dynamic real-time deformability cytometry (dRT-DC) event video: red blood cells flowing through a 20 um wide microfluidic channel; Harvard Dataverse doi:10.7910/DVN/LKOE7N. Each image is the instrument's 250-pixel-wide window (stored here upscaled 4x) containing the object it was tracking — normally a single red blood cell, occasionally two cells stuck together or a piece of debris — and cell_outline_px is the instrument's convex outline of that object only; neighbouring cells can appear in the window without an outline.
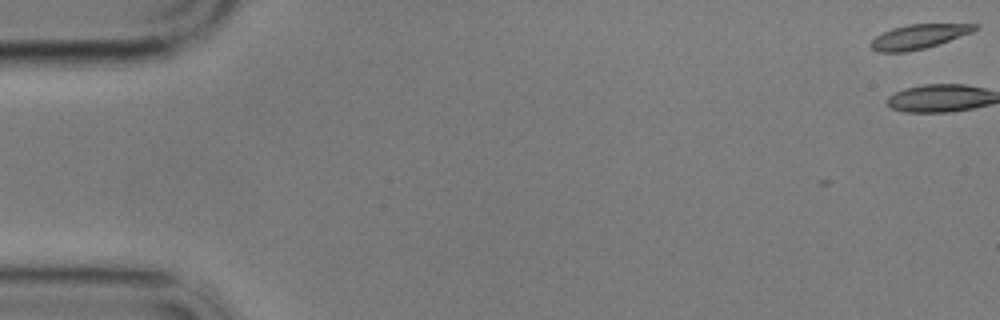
{"species": "common noctule bat (a hibernating species)", "species_latin": "Nyctalus noctula", "temperature_condition": "cold", "stored_images_in_passage": 4, "camera_frame_rate_fps": 3000, "um_per_image_px": 0.085, "animal": {"sex": "male", "body_mass_g": 17.9}, "frame": {"image": 1, "passage_image": 1, "time_ms": 0.0, "image_size_px": [1000, 320], "cell_outline_px": [[980, 28], [972, 32], [924, 48], [904, 52], [880, 52], [872, 48], [868, 44], [876, 36], [892, 28], [908, 24], [980, 24]], "centroid_in_image_um": [78.08, 3.1], "position_along_channel_um": 6.9, "area_um2": 14.57}}